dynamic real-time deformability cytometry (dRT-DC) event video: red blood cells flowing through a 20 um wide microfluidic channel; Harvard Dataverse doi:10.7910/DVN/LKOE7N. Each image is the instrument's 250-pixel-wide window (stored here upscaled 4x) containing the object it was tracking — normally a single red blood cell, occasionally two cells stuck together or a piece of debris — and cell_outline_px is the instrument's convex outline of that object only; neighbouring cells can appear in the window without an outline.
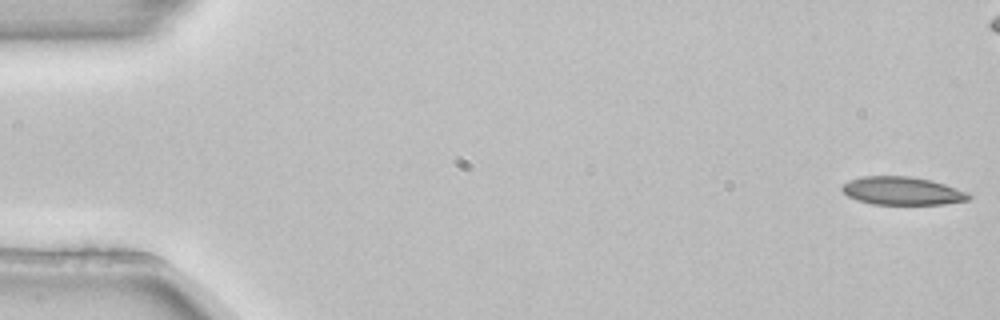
{"species": "common noctule bat (a hibernating species)", "species_latin": "Nyctalus noctula", "temperature_condition": "room temperature", "stored_images_in_passage": 4, "camera_frame_rate_fps": 3000, "um_per_image_px": 0.085, "animal": {"sex": "female", "body_mass_g": 22.7, "forearm_length_mm": 54.2}, "frame": {"image": 1, "passage_image": 1, "time_ms": 0.0, "image_size_px": [1000, 320], "cell_outline_px": [[972, 196], [968, 200], [944, 204], [872, 204], [848, 196], [840, 188], [848, 180], [864, 176], [912, 176], [932, 180], [968, 192]], "centroid_in_image_um": [76.71, 16.22], "position_along_channel_um": 8.3, "area_um2": 20.69}}